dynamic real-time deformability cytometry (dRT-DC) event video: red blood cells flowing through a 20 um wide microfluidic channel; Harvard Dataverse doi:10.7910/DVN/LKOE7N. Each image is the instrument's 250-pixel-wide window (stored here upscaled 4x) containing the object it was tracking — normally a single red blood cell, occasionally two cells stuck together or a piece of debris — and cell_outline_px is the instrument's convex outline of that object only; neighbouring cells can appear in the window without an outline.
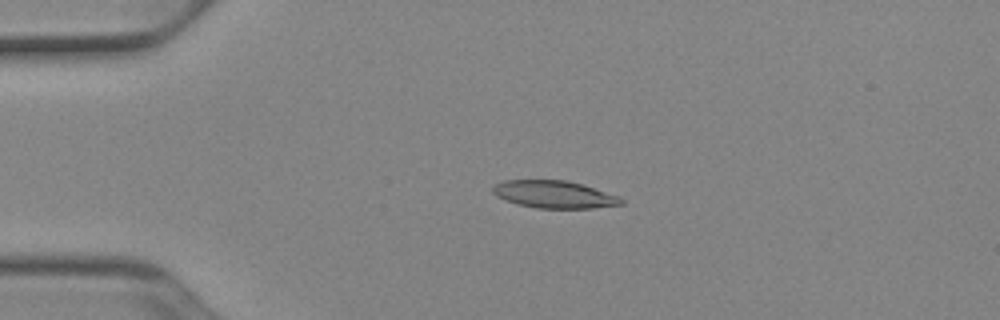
{"species": "Egyptian fruit bat (a non-hibernating species)", "species_latin": "Rousettus aegyptiacus", "temperature_condition": "cold", "stored_images_in_passage": 52, "camera_frame_rate_fps": 3000, "um_per_image_px": 0.085, "animal": {"sex": "female"}, "frame": {"image": 1, "passage_image": 12, "time_ms": 3.667, "image_size_px": [1000, 320], "cell_outline_px": [[624, 204], [592, 208], [536, 208], [516, 204], [496, 196], [492, 192], [492, 188], [496, 184], [504, 180], [568, 180], [584, 184], [620, 196], [624, 200]], "centroid_in_image_um": [47.14, 16.52], "position_along_channel_um": 37.9, "area_um2": 20.75}}
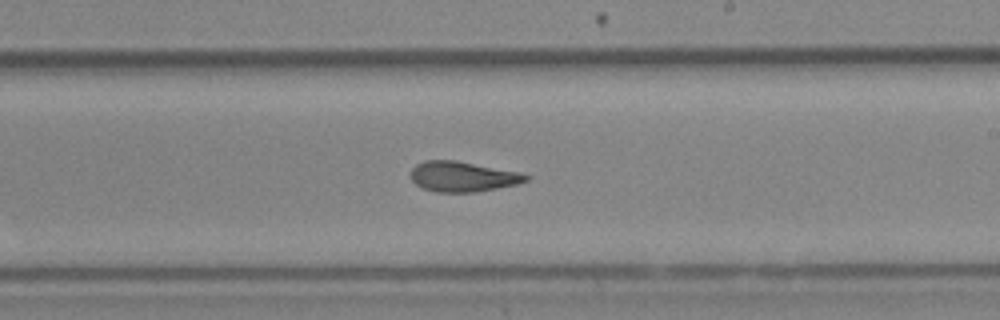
{"frame": {"image": 2, "passage_image": 31, "time_ms": 10.0, "image_size_px": [1000, 320], "cell_outline_px": [[528, 180], [516, 184], [476, 192], [436, 192], [420, 188], [412, 180], [412, 168], [416, 164], [424, 160], [456, 160], [520, 172], [528, 176]], "centroid_in_image_um": [39.3, 15.01], "position_along_channel_um": 249.7, "area_um2": 20.23}}
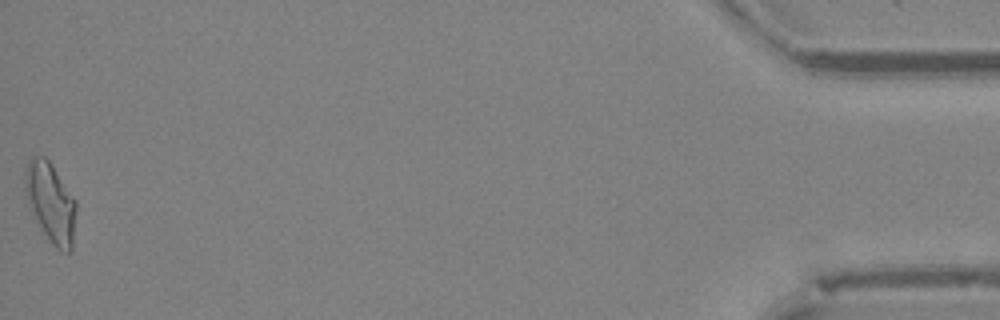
{"frame": {"image": 3, "passage_image": 52, "time_ms": 17.0, "image_size_px": [1000, 320], "cell_outline_px": [[76, 208], [72, 252], [60, 252], [52, 244], [32, 216], [28, 208], [24, 188], [24, 172], [28, 160], [32, 156], [44, 156], [48, 160], [76, 200]], "centroid_in_image_um": [4.28, 17.23], "position_along_channel_um": 430.9, "area_um2": 24.04}, "authors_computed_cell_mechanics": {"area_um2": 20.6057, "velocity_mm_per_s": 3.9198, "shape_relaxation_time_tau1_ms": 3.7515, "shape_relaxation_time_tau2_ms": 2.4137, "deformation_change_tau1": 0.1515, "deformation_change_tau2": 0.1154}}